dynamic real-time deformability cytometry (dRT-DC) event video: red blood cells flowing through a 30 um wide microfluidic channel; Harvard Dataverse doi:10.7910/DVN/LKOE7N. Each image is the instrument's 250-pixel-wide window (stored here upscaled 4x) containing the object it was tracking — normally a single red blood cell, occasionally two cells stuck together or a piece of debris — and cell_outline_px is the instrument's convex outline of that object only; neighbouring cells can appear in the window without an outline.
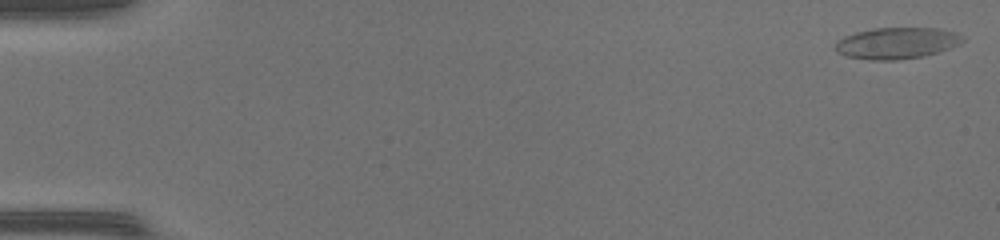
{"species": "common noctule bat (a hibernating species)", "species_latin": "Nyctalus noctula", "temperature_condition": "warm", "stored_images_in_passage": 50, "camera_frame_rate_fps": 3000, "um_per_image_px": 0.085, "animal": {"sex": "female", "body_mass_g": 17.0, "forearm_length_mm": 48.0}, "frame": {"image": 1, "passage_image": 1, "time_ms": 0.0, "image_size_px": [1000, 240], "cell_outline_px": [[964, 40], [960, 44], [924, 56], [896, 60], [868, 60], [844, 56], [836, 52], [836, 40], [844, 36], [856, 32], [872, 28], [940, 28], [956, 32], [964, 36]], "centroid_in_image_um": [76.2, 3.66], "position_along_channel_um": 8.8, "area_um2": 23.47}}
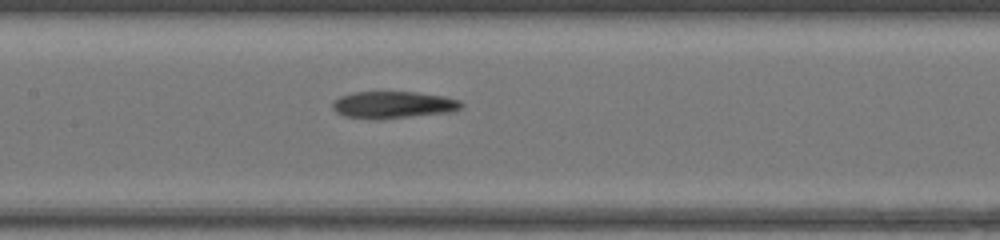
{"frame": {"image": 2, "passage_image": 25, "time_ms": 8.0, "image_size_px": [1000, 240], "cell_outline_px": [[464, 104], [460, 108], [452, 112], [380, 120], [372, 120], [344, 116], [336, 112], [332, 108], [332, 100], [340, 96], [352, 92], [416, 92], [444, 96], [460, 100]], "centroid_in_image_um": [33.4, 8.92], "position_along_channel_um": 174.0, "area_um2": 20.69}}
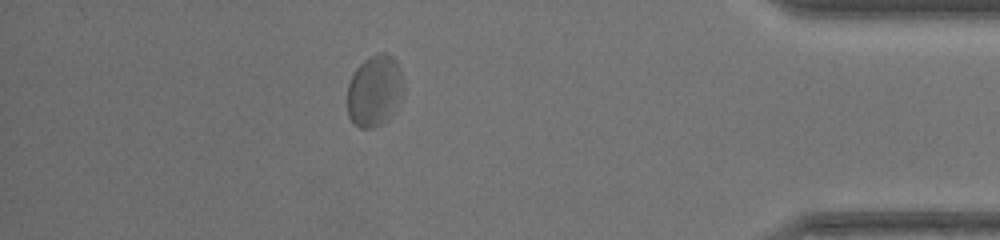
{"frame": {"image": 3, "passage_image": 44, "time_ms": 14.333, "image_size_px": [1000, 240], "cell_outline_px": [[404, 92], [388, 120], [372, 128], [360, 128], [348, 116], [348, 84], [356, 68], [364, 60], [380, 52], [384, 52], [392, 56], [396, 60], [404, 76]], "centroid_in_image_um": [31.87, 7.69], "position_along_channel_um": 403.3, "area_um2": 23.47}, "authors_computed_cell_mechanics": {"area_um2": 21.964, "velocity_mm_per_s": 4.242, "shape_relaxation_time_tau1_ms": 4.7574, "shape_relaxation_time_tau2_ms": 0.9075, "deformation_change_tau1": 0.153, "deformation_change_tau2": 0.0553}}